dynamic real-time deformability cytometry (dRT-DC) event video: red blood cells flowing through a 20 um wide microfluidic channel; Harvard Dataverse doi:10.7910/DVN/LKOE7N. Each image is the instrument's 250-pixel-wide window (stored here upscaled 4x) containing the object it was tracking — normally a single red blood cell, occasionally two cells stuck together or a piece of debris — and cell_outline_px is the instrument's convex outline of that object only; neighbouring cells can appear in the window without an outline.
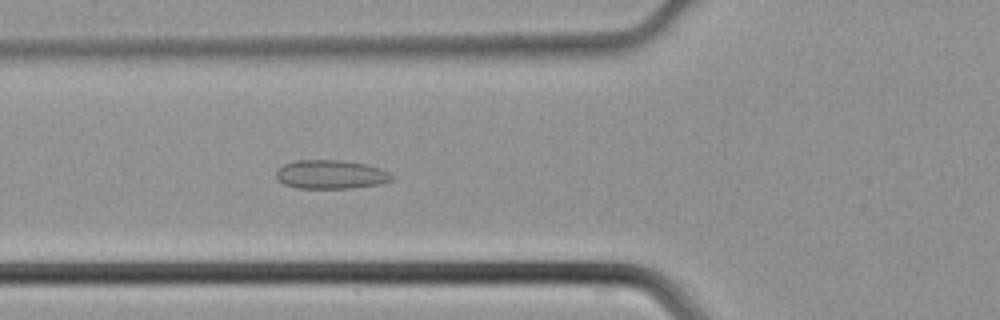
{"species": "common noctule bat (a hibernating species)", "species_latin": "Nyctalus noctula", "temperature_condition": "cold", "stored_images_in_passage": 47, "camera_frame_rate_fps": 3000, "um_per_image_px": 0.085, "animal": {"sex": "male", "body_mass_g": 21.5, "forearm_length_mm": 52.0}, "frame": {"image": 1, "passage_image": 17, "time_ms": 5.333, "image_size_px": [1000, 320], "cell_outline_px": [[392, 180], [380, 184], [352, 188], [296, 188], [284, 184], [276, 180], [276, 172], [284, 164], [296, 160], [340, 160], [364, 164], [380, 168], [388, 172], [392, 176]], "centroid_in_image_um": [28.09, 14.83], "position_along_channel_um": 97.7, "area_um2": 19.36}}
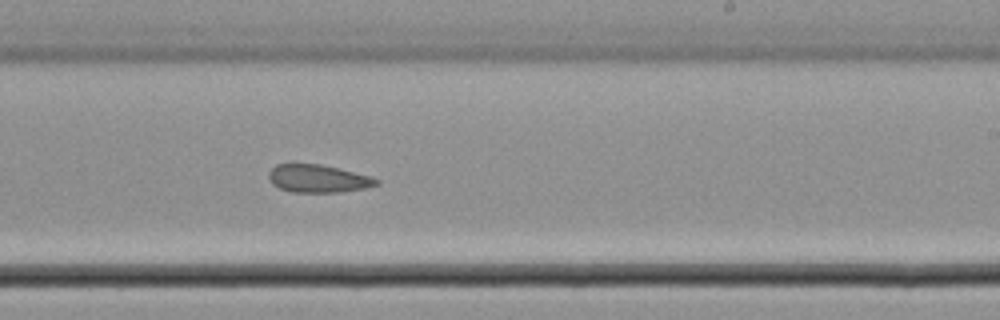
{"frame": {"image": 2, "passage_image": 28, "time_ms": 9.0, "image_size_px": [1000, 320], "cell_outline_px": [[380, 184], [364, 188], [340, 192], [292, 192], [280, 188], [272, 184], [268, 176], [268, 172], [276, 164], [292, 160], [320, 164], [340, 168], [372, 176], [380, 180]], "centroid_in_image_um": [26.99, 15.13], "position_along_channel_um": 262.0, "area_um2": 18.21}}
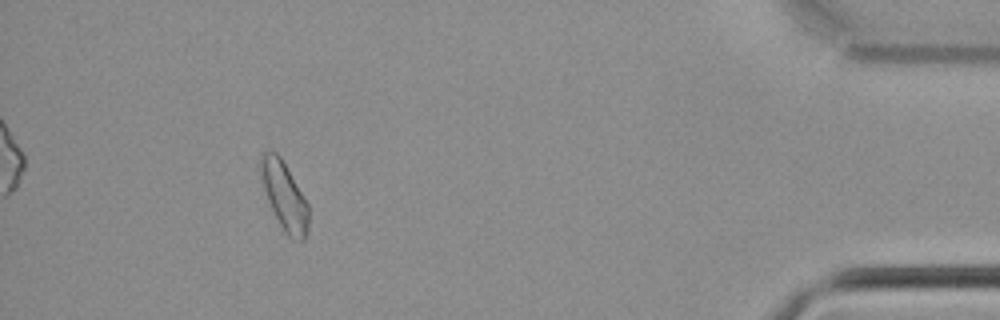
{"frame": {"image": 3, "passage_image": 42, "time_ms": 13.667, "image_size_px": [1000, 320], "cell_outline_px": [[308, 232], [304, 240], [292, 240], [284, 232], [268, 200], [264, 188], [260, 172], [260, 156], [264, 152], [276, 152], [280, 156], [308, 204]], "centroid_in_image_um": [24.18, 16.69], "position_along_channel_um": 411.0, "area_um2": 18.55}}